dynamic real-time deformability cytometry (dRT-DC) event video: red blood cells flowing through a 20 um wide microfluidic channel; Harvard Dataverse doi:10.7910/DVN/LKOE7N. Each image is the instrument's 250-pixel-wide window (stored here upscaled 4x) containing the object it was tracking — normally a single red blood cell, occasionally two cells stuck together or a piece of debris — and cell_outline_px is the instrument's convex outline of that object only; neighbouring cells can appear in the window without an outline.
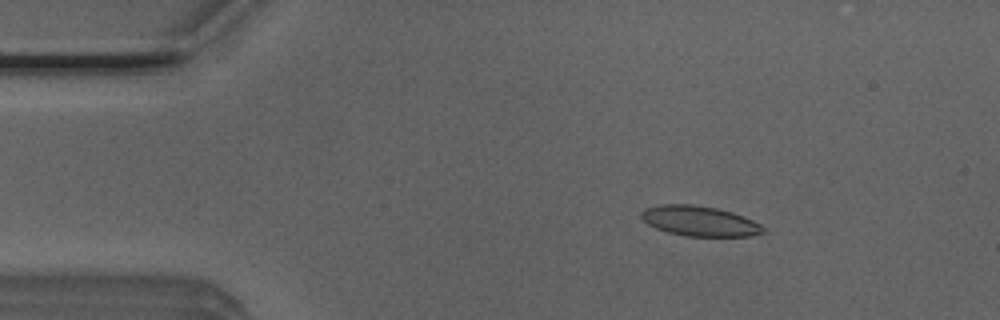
{"species": "Egyptian fruit bat (a non-hibernating species)", "species_latin": "Rousettus aegyptiacus", "temperature_condition": "room temperature", "stored_images_in_passage": 53, "segment_of_instrument_passage": [1, 2], "camera_frame_rate_fps": 3000, "um_per_image_px": 0.085, "animal": {"sex": "male"}, "frame": {"image": 1, "passage_image": 8, "time_ms": 2.333, "image_size_px": [1000, 320], "cell_outline_px": [[768, 232], [752, 236], [684, 236], [668, 232], [656, 228], [648, 224], [640, 216], [640, 212], [644, 208], [660, 204], [692, 204], [716, 208], [732, 212], [744, 216], [760, 224]], "centroid_in_image_um": [59.47, 18.79], "position_along_channel_um": 25.5, "area_um2": 21.56}}
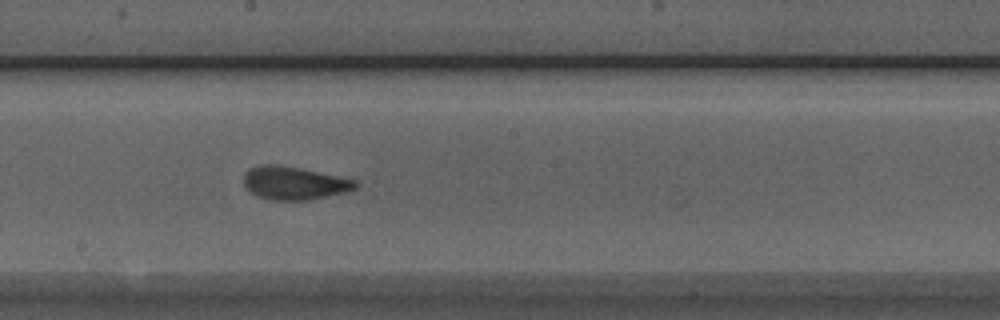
{"frame": {"image": 2, "passage_image": 28, "time_ms": 9.0, "image_size_px": [1000, 320], "cell_outline_px": [[360, 184], [356, 188], [348, 192], [308, 200], [272, 200], [260, 196], [244, 188], [244, 172], [248, 168], [260, 164], [276, 164], [300, 168], [356, 180]], "centroid_in_image_um": [25.0, 15.55], "position_along_channel_um": 223.2, "area_um2": 21.68}}
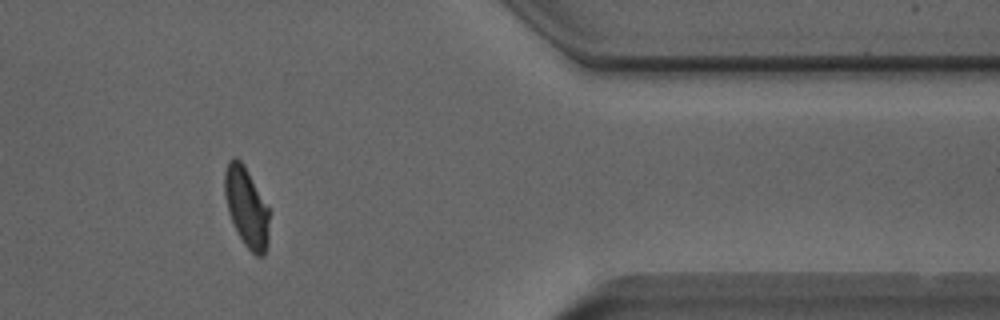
{"frame": {"image": 3, "passage_image": 43, "time_ms": 14.0, "image_size_px": [1000, 320], "cell_outline_px": [[268, 244], [264, 256], [256, 256], [244, 244], [228, 212], [224, 192], [224, 172], [228, 160], [232, 156], [236, 156], [244, 164], [268, 208]], "centroid_in_image_um": [20.93, 17.58], "position_along_channel_um": 390.5, "area_um2": 20.52}}